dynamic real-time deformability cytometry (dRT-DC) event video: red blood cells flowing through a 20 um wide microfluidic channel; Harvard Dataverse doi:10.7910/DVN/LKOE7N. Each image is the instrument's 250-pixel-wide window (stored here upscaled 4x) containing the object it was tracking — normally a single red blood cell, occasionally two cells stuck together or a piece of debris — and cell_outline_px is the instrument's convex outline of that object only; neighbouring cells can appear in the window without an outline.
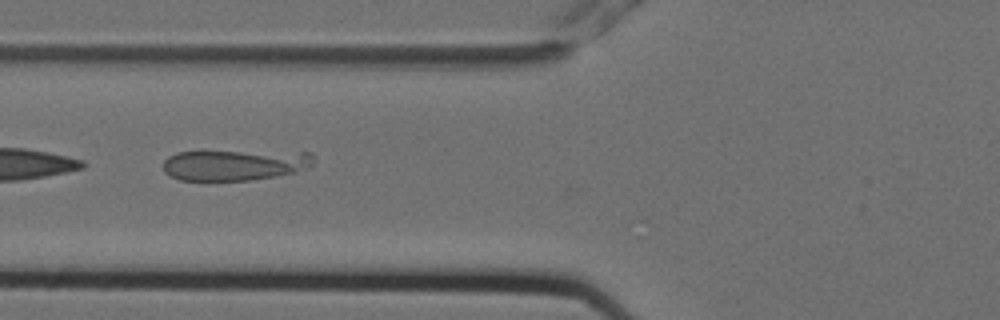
{"species": "Egyptian fruit bat (a non-hibernating species)", "species_latin": "Rousettus aegyptiacus", "temperature_condition": "cold", "stored_images_in_passage": 8, "camera_frame_rate_fps": 3000, "um_per_image_px": 0.085, "animal": {"sex": "female"}, "frame": {"image": 1, "passage_image": 6, "time_ms": 1.667, "image_size_px": [1000, 320], "cell_outline_px": [[312, 164], [296, 172], [276, 176], [248, 180], [180, 180], [164, 172], [164, 160], [168, 156], [176, 152], [312, 152]], "centroid_in_image_um": [19.93, 14.02], "position_along_channel_um": 105.9, "area_um2": 26.53}}
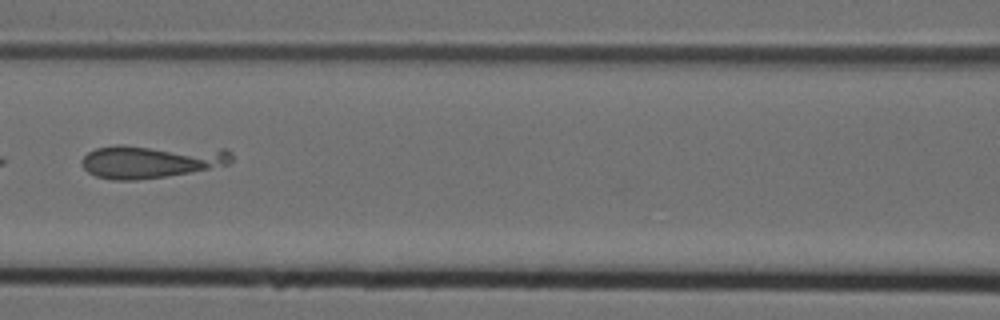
{"frame": {"image": 2, "passage_image": 7, "time_ms": 2.0, "image_size_px": [1000, 320], "cell_outline_px": [[232, 160], [228, 164], [188, 172], [164, 176], [136, 180], [112, 180], [96, 176], [88, 172], [84, 168], [80, 160], [88, 152], [96, 148], [116, 144], [120, 144], [228, 148], [232, 152]], "centroid_in_image_um": [12.86, 13.66], "position_along_channel_um": 153.7, "area_um2": 29.71}}
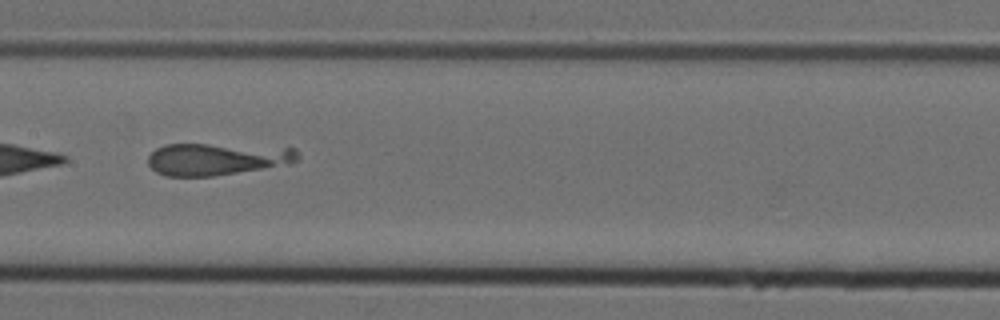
{"frame": {"image": 3, "passage_image": 8, "time_ms": 2.333, "image_size_px": [1000, 320], "cell_outline_px": [[300, 156], [292, 164], [212, 176], [164, 176], [156, 172], [148, 164], [148, 156], [156, 148], [164, 144], [208, 144], [296, 148], [300, 152]], "centroid_in_image_um": [18.45, 13.52], "position_along_channel_um": 188.9, "area_um2": 28.15}}